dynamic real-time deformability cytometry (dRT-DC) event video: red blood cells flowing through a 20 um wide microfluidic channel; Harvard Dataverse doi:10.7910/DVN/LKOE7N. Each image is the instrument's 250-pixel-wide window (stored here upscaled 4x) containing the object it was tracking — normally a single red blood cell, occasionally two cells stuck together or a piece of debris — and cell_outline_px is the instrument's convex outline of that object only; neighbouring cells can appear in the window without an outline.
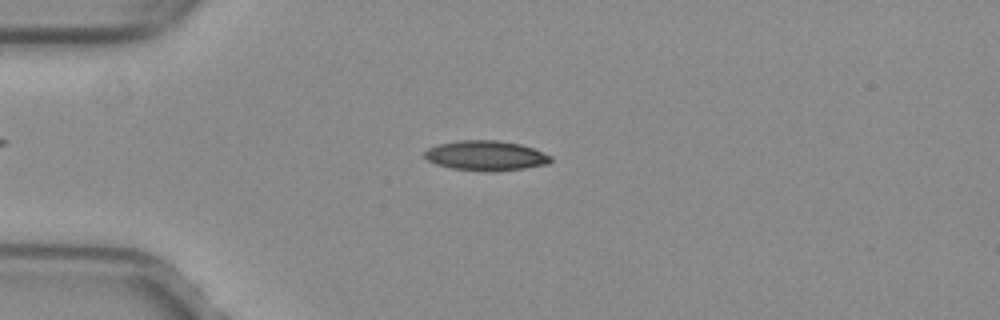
{"species": "common noctule bat (a hibernating species)", "species_latin": "Nyctalus noctula", "temperature_condition": "warm", "stored_images_in_passage": 51, "camera_frame_rate_fps": 3000, "um_per_image_px": 0.085, "animal": {"sex": "female", "body_mass_g": 29.2, "forearm_length_mm": 56.3}, "frame": {"image": 1, "passage_image": 13, "time_ms": 4.0, "image_size_px": [1000, 320], "cell_outline_px": [[552, 160], [548, 164], [524, 168], [496, 172], [488, 172], [452, 168], [436, 164], [428, 160], [424, 156], [424, 152], [428, 148], [440, 144], [460, 140], [496, 140], [520, 144], [532, 148], [552, 156]], "centroid_in_image_um": [41.31, 13.24], "position_along_channel_um": 43.7, "area_um2": 21.96}}
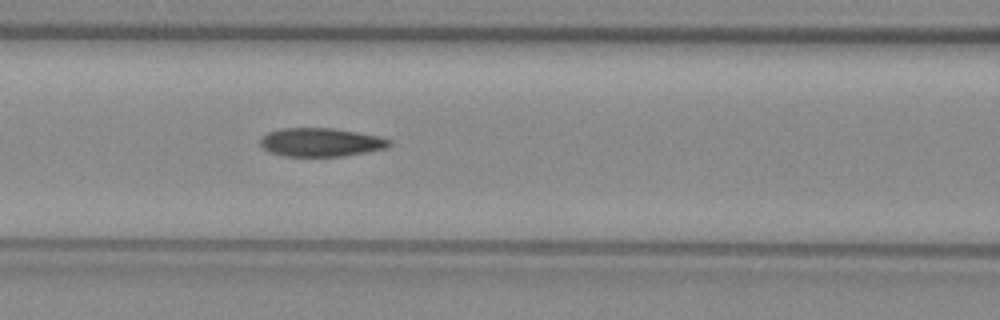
{"frame": {"image": 2, "passage_image": 22, "time_ms": 7.0, "image_size_px": [1000, 320], "cell_outline_px": [[392, 144], [384, 148], [368, 152], [344, 156], [284, 156], [268, 152], [260, 144], [260, 140], [268, 132], [284, 128], [332, 128], [380, 136], [392, 140]], "centroid_in_image_um": [27.29, 12.1], "position_along_channel_um": 139.3, "area_um2": 21.44}}
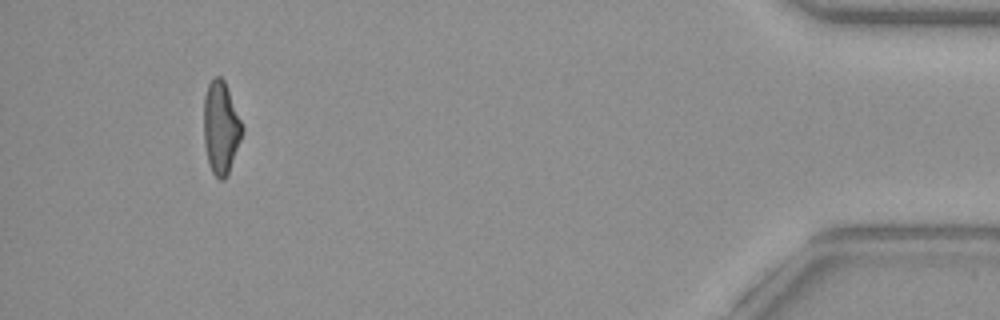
{"frame": {"image": 3, "passage_image": 48, "time_ms": 15.667, "image_size_px": [1000, 320], "cell_outline_px": [[244, 128], [240, 140], [228, 172], [224, 180], [220, 180], [212, 172], [208, 164], [204, 144], [204, 96], [208, 84], [216, 76], [220, 76], [224, 80]], "centroid_in_image_um": [18.76, 10.85], "position_along_channel_um": 416.4, "area_um2": 20.46}, "authors_computed_cell_mechanics": {"area_um2": 21.2704, "velocity_mm_per_s": 4.011, "shape_relaxation_time_tau1_ms": null, "shape_relaxation_time_tau2_ms": 2.1122, "deformation_change_tau1": null, "deformation_change_tau2": 0.0853}}